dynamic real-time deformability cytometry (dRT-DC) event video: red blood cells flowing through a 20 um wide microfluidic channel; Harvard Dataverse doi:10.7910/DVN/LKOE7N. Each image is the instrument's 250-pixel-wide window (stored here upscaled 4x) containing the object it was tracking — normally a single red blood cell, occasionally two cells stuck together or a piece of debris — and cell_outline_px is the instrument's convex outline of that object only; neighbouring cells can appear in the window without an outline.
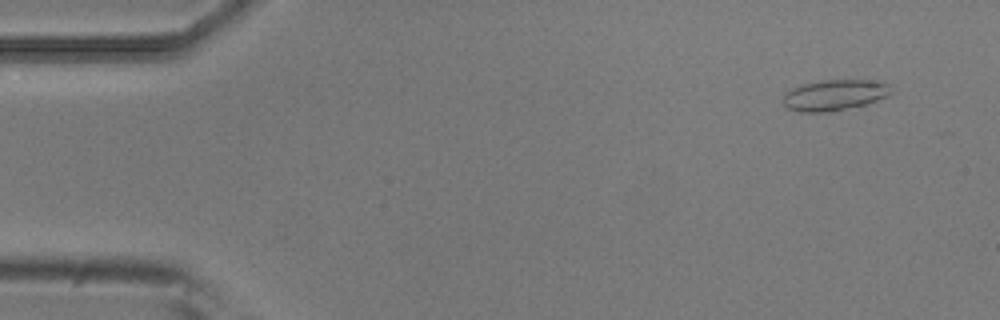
{"species": "common noctule bat (a hibernating species)", "species_latin": "Nyctalus noctula", "temperature_condition": "room temperature", "stored_images_in_passage": 5, "camera_frame_rate_fps": 3000, "um_per_image_px": 0.085, "animal": {"sex": "male", "body_mass_g": 20.5, "forearm_length_mm": 52.5}, "frame": {"image": 1, "passage_image": 1, "time_ms": 0.0, "image_size_px": [1000, 320], "cell_outline_px": [[892, 92], [888, 96], [868, 104], [832, 112], [800, 112], [788, 108], [784, 104], [784, 92], [792, 88], [804, 84], [824, 80], [868, 80], [888, 84]], "centroid_in_image_um": [70.94, 8.09], "position_along_channel_um": 14.1, "area_um2": 19.42}}